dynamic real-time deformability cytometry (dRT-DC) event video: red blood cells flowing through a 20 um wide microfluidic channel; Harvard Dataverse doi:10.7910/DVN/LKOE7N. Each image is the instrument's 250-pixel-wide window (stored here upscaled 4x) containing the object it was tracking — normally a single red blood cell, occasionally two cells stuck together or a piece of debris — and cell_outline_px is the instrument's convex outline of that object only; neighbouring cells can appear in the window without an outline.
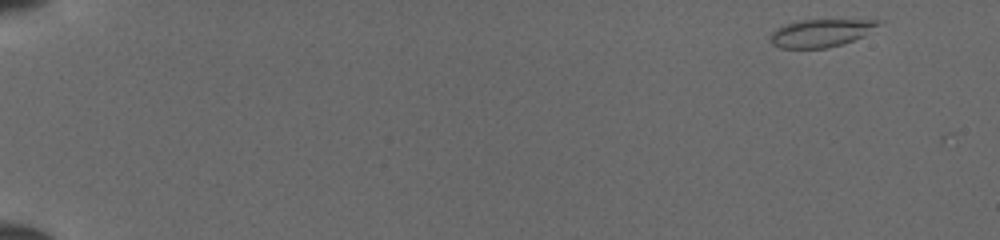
{"species": "common noctule bat (a hibernating species)", "species_latin": "Nyctalus noctula", "temperature_condition": "cold", "stored_images_in_passage": 8, "camera_frame_rate_fps": 3000, "um_per_image_px": 0.085, "animal": {"sex": "female", "body_mass_g": 19.5, "forearm_length_mm": 54.1}, "frame": {"image": 1, "passage_image": 1, "time_ms": 0.0, "image_size_px": [1000, 240], "cell_outline_px": [[884, 20], [880, 24], [864, 36], [840, 44], [824, 48], [780, 48], [772, 44], [768, 40], [772, 32], [776, 28], [784, 24], [800, 20]], "centroid_in_image_um": [69.73, 2.8], "position_along_channel_um": 15.3, "area_um2": 17.4}}